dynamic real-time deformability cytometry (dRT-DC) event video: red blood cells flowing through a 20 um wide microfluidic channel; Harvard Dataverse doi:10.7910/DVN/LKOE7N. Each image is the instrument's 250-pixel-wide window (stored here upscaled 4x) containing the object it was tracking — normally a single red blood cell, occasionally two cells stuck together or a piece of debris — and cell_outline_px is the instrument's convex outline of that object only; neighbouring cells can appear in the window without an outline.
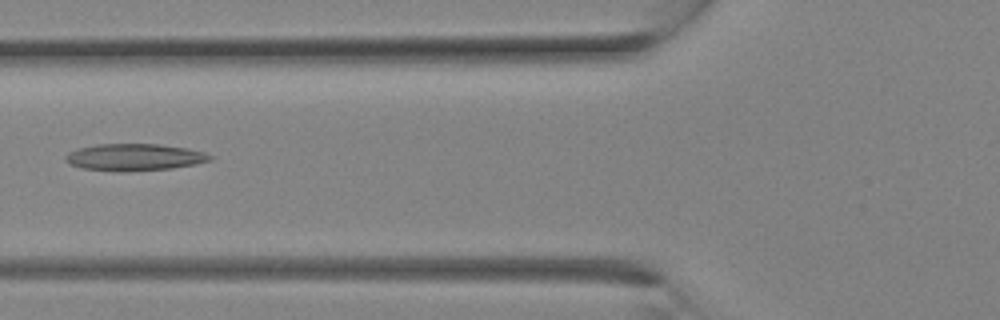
{"species": "Egyptian fruit bat (a non-hibernating species)", "species_latin": "Rousettus aegyptiacus", "temperature_condition": "room temperature", "stored_images_in_passage": 10, "camera_frame_rate_fps": 3000, "um_per_image_px": 0.085, "animal": {"sex": "female"}, "frame": {"image": 1, "passage_image": 9, "time_ms": 2.667, "image_size_px": [1000, 320], "cell_outline_px": [[216, 156], [212, 160], [196, 164], [172, 168], [128, 172], [84, 168], [68, 164], [64, 160], [64, 156], [68, 152], [76, 148], [100, 144], [160, 144], [188, 148], [204, 152]], "centroid_in_image_um": [11.45, 13.36], "position_along_channel_um": 114.4, "area_um2": 22.95}}